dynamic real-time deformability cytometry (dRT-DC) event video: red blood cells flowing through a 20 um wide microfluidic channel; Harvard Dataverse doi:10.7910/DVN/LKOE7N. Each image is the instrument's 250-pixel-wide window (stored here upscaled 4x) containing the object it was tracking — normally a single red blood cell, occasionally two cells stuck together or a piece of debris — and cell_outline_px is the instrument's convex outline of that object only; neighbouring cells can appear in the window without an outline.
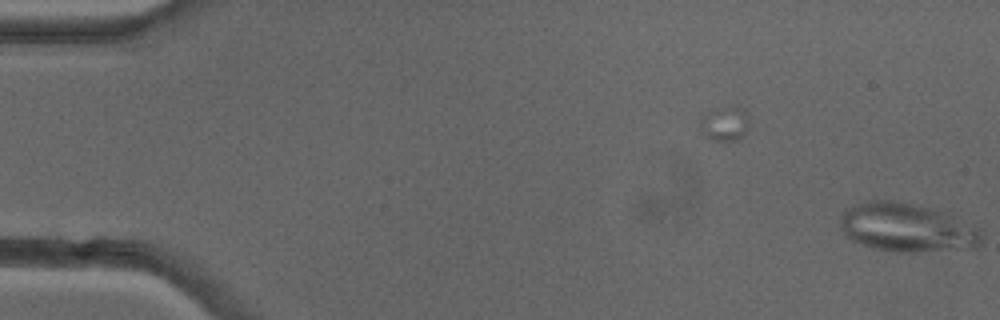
{"species": "common noctule bat (a hibernating species)", "species_latin": "Nyctalus noctula", "temperature_condition": "cold", "stored_images_in_passage": 7, "camera_frame_rate_fps": 3000, "um_per_image_px": 0.085, "animal": {"sex": "female"}, "frame": {"image": 1, "passage_image": 7, "time_ms": 2.0, "image_size_px": [1000, 320], "cell_outline_px": [[980, 244], [976, 248], [916, 252], [900, 252], [872, 248], [852, 240], [844, 236], [840, 228], [840, 216], [844, 208], [852, 204], [868, 200], [892, 200], [928, 208], [940, 212], [980, 228]], "centroid_in_image_um": [76.99, 19.35], "position_along_channel_um": 8.0, "area_um2": 40.0}}